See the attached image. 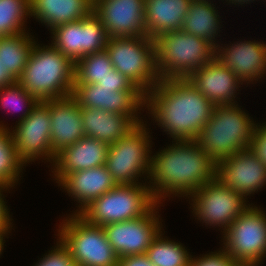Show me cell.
<instances>
[{
	"label": "cell",
	"mask_w": 266,
	"mask_h": 266,
	"mask_svg": "<svg viewBox=\"0 0 266 266\" xmlns=\"http://www.w3.org/2000/svg\"><path fill=\"white\" fill-rule=\"evenodd\" d=\"M145 107L173 140H195L215 105L185 79H163L145 95Z\"/></svg>",
	"instance_id": "cell-1"
},
{
	"label": "cell",
	"mask_w": 266,
	"mask_h": 266,
	"mask_svg": "<svg viewBox=\"0 0 266 266\" xmlns=\"http://www.w3.org/2000/svg\"><path fill=\"white\" fill-rule=\"evenodd\" d=\"M215 173L216 163L195 140H174L151 156L147 183L156 201L162 204L170 195L188 197L212 181Z\"/></svg>",
	"instance_id": "cell-2"
},
{
	"label": "cell",
	"mask_w": 266,
	"mask_h": 266,
	"mask_svg": "<svg viewBox=\"0 0 266 266\" xmlns=\"http://www.w3.org/2000/svg\"><path fill=\"white\" fill-rule=\"evenodd\" d=\"M75 63L54 45L35 43L17 82L39 102L70 96Z\"/></svg>",
	"instance_id": "cell-3"
},
{
	"label": "cell",
	"mask_w": 266,
	"mask_h": 266,
	"mask_svg": "<svg viewBox=\"0 0 266 266\" xmlns=\"http://www.w3.org/2000/svg\"><path fill=\"white\" fill-rule=\"evenodd\" d=\"M256 124L237 103L215 106L195 142L217 163L250 149Z\"/></svg>",
	"instance_id": "cell-4"
},
{
	"label": "cell",
	"mask_w": 266,
	"mask_h": 266,
	"mask_svg": "<svg viewBox=\"0 0 266 266\" xmlns=\"http://www.w3.org/2000/svg\"><path fill=\"white\" fill-rule=\"evenodd\" d=\"M154 41L160 80L188 78L215 57L208 41L182 30L160 34Z\"/></svg>",
	"instance_id": "cell-5"
},
{
	"label": "cell",
	"mask_w": 266,
	"mask_h": 266,
	"mask_svg": "<svg viewBox=\"0 0 266 266\" xmlns=\"http://www.w3.org/2000/svg\"><path fill=\"white\" fill-rule=\"evenodd\" d=\"M158 202L145 183L116 185L93 200L79 215L88 223L104 226L146 216Z\"/></svg>",
	"instance_id": "cell-6"
},
{
	"label": "cell",
	"mask_w": 266,
	"mask_h": 266,
	"mask_svg": "<svg viewBox=\"0 0 266 266\" xmlns=\"http://www.w3.org/2000/svg\"><path fill=\"white\" fill-rule=\"evenodd\" d=\"M118 72L126 76L145 95L159 79L156 68V45L144 36L109 37L105 47Z\"/></svg>",
	"instance_id": "cell-7"
},
{
	"label": "cell",
	"mask_w": 266,
	"mask_h": 266,
	"mask_svg": "<svg viewBox=\"0 0 266 266\" xmlns=\"http://www.w3.org/2000/svg\"><path fill=\"white\" fill-rule=\"evenodd\" d=\"M144 122L137 123L120 140L109 144L105 166L117 185L139 184V177L144 176L146 181L149 178L152 138Z\"/></svg>",
	"instance_id": "cell-8"
},
{
	"label": "cell",
	"mask_w": 266,
	"mask_h": 266,
	"mask_svg": "<svg viewBox=\"0 0 266 266\" xmlns=\"http://www.w3.org/2000/svg\"><path fill=\"white\" fill-rule=\"evenodd\" d=\"M65 218L59 224L57 238L68 249L76 266L118 265L119 257L107 241L103 226L90 224L79 214Z\"/></svg>",
	"instance_id": "cell-9"
},
{
	"label": "cell",
	"mask_w": 266,
	"mask_h": 266,
	"mask_svg": "<svg viewBox=\"0 0 266 266\" xmlns=\"http://www.w3.org/2000/svg\"><path fill=\"white\" fill-rule=\"evenodd\" d=\"M251 203L223 233V249L237 263L258 265L266 258V213Z\"/></svg>",
	"instance_id": "cell-10"
},
{
	"label": "cell",
	"mask_w": 266,
	"mask_h": 266,
	"mask_svg": "<svg viewBox=\"0 0 266 266\" xmlns=\"http://www.w3.org/2000/svg\"><path fill=\"white\" fill-rule=\"evenodd\" d=\"M191 209L195 217L207 226L221 227L222 234L250 205L244 195L223 186L216 178L192 192ZM191 198V199H190ZM248 204V205H247Z\"/></svg>",
	"instance_id": "cell-11"
},
{
	"label": "cell",
	"mask_w": 266,
	"mask_h": 266,
	"mask_svg": "<svg viewBox=\"0 0 266 266\" xmlns=\"http://www.w3.org/2000/svg\"><path fill=\"white\" fill-rule=\"evenodd\" d=\"M16 124L10 132L20 160L26 165L40 158L53 163L56 154L51 148L48 106L38 102L27 117Z\"/></svg>",
	"instance_id": "cell-12"
},
{
	"label": "cell",
	"mask_w": 266,
	"mask_h": 266,
	"mask_svg": "<svg viewBox=\"0 0 266 266\" xmlns=\"http://www.w3.org/2000/svg\"><path fill=\"white\" fill-rule=\"evenodd\" d=\"M51 44L74 63L89 54L105 49L109 36L101 20L92 13L84 19L56 26Z\"/></svg>",
	"instance_id": "cell-13"
},
{
	"label": "cell",
	"mask_w": 266,
	"mask_h": 266,
	"mask_svg": "<svg viewBox=\"0 0 266 266\" xmlns=\"http://www.w3.org/2000/svg\"><path fill=\"white\" fill-rule=\"evenodd\" d=\"M158 203L146 216L129 221L109 223L103 226L107 241L119 258L145 254L163 225ZM159 207V208H158Z\"/></svg>",
	"instance_id": "cell-14"
},
{
	"label": "cell",
	"mask_w": 266,
	"mask_h": 266,
	"mask_svg": "<svg viewBox=\"0 0 266 266\" xmlns=\"http://www.w3.org/2000/svg\"><path fill=\"white\" fill-rule=\"evenodd\" d=\"M71 96L81 108L103 109L132 117L137 123L143 121L139 115L145 108L142 91H114L97 84H73Z\"/></svg>",
	"instance_id": "cell-15"
},
{
	"label": "cell",
	"mask_w": 266,
	"mask_h": 266,
	"mask_svg": "<svg viewBox=\"0 0 266 266\" xmlns=\"http://www.w3.org/2000/svg\"><path fill=\"white\" fill-rule=\"evenodd\" d=\"M215 178L247 198L266 185V165L246 149L217 162Z\"/></svg>",
	"instance_id": "cell-16"
},
{
	"label": "cell",
	"mask_w": 266,
	"mask_h": 266,
	"mask_svg": "<svg viewBox=\"0 0 266 266\" xmlns=\"http://www.w3.org/2000/svg\"><path fill=\"white\" fill-rule=\"evenodd\" d=\"M145 0H94L93 13L109 37L144 36Z\"/></svg>",
	"instance_id": "cell-17"
},
{
	"label": "cell",
	"mask_w": 266,
	"mask_h": 266,
	"mask_svg": "<svg viewBox=\"0 0 266 266\" xmlns=\"http://www.w3.org/2000/svg\"><path fill=\"white\" fill-rule=\"evenodd\" d=\"M230 45V46H229ZM215 48V58L245 84H252L266 74V43L238 41Z\"/></svg>",
	"instance_id": "cell-18"
},
{
	"label": "cell",
	"mask_w": 266,
	"mask_h": 266,
	"mask_svg": "<svg viewBox=\"0 0 266 266\" xmlns=\"http://www.w3.org/2000/svg\"><path fill=\"white\" fill-rule=\"evenodd\" d=\"M187 79L215 106L236 104V93L241 87L239 85L244 84L215 57Z\"/></svg>",
	"instance_id": "cell-19"
},
{
	"label": "cell",
	"mask_w": 266,
	"mask_h": 266,
	"mask_svg": "<svg viewBox=\"0 0 266 266\" xmlns=\"http://www.w3.org/2000/svg\"><path fill=\"white\" fill-rule=\"evenodd\" d=\"M109 144L84 135L74 144L56 153L51 166L54 179L59 183L67 174L106 164Z\"/></svg>",
	"instance_id": "cell-20"
},
{
	"label": "cell",
	"mask_w": 266,
	"mask_h": 266,
	"mask_svg": "<svg viewBox=\"0 0 266 266\" xmlns=\"http://www.w3.org/2000/svg\"><path fill=\"white\" fill-rule=\"evenodd\" d=\"M49 108L51 118V148L56 154L74 144L84 135L81 107L70 95L43 101Z\"/></svg>",
	"instance_id": "cell-21"
},
{
	"label": "cell",
	"mask_w": 266,
	"mask_h": 266,
	"mask_svg": "<svg viewBox=\"0 0 266 266\" xmlns=\"http://www.w3.org/2000/svg\"><path fill=\"white\" fill-rule=\"evenodd\" d=\"M117 184L105 165L67 174L58 186L79 203L74 214H79L93 200L113 189Z\"/></svg>",
	"instance_id": "cell-22"
},
{
	"label": "cell",
	"mask_w": 266,
	"mask_h": 266,
	"mask_svg": "<svg viewBox=\"0 0 266 266\" xmlns=\"http://www.w3.org/2000/svg\"><path fill=\"white\" fill-rule=\"evenodd\" d=\"M94 0H30L31 17L50 31L58 25L76 22L93 13Z\"/></svg>",
	"instance_id": "cell-23"
},
{
	"label": "cell",
	"mask_w": 266,
	"mask_h": 266,
	"mask_svg": "<svg viewBox=\"0 0 266 266\" xmlns=\"http://www.w3.org/2000/svg\"><path fill=\"white\" fill-rule=\"evenodd\" d=\"M192 0H145V30L149 38L181 30Z\"/></svg>",
	"instance_id": "cell-24"
},
{
	"label": "cell",
	"mask_w": 266,
	"mask_h": 266,
	"mask_svg": "<svg viewBox=\"0 0 266 266\" xmlns=\"http://www.w3.org/2000/svg\"><path fill=\"white\" fill-rule=\"evenodd\" d=\"M81 117L85 135L108 144L120 140L137 124L132 117L103 109L81 108Z\"/></svg>",
	"instance_id": "cell-25"
},
{
	"label": "cell",
	"mask_w": 266,
	"mask_h": 266,
	"mask_svg": "<svg viewBox=\"0 0 266 266\" xmlns=\"http://www.w3.org/2000/svg\"><path fill=\"white\" fill-rule=\"evenodd\" d=\"M211 0H192L187 15L184 17L181 30L208 41L214 48L217 36L222 28L220 16ZM216 37V38H215ZM216 40V41H215Z\"/></svg>",
	"instance_id": "cell-26"
},
{
	"label": "cell",
	"mask_w": 266,
	"mask_h": 266,
	"mask_svg": "<svg viewBox=\"0 0 266 266\" xmlns=\"http://www.w3.org/2000/svg\"><path fill=\"white\" fill-rule=\"evenodd\" d=\"M30 33H18L0 36V62L5 72H9L16 80L22 75L27 61L37 42Z\"/></svg>",
	"instance_id": "cell-27"
},
{
	"label": "cell",
	"mask_w": 266,
	"mask_h": 266,
	"mask_svg": "<svg viewBox=\"0 0 266 266\" xmlns=\"http://www.w3.org/2000/svg\"><path fill=\"white\" fill-rule=\"evenodd\" d=\"M23 166L26 167L17 155L9 127L0 121V184L13 189L21 180Z\"/></svg>",
	"instance_id": "cell-28"
},
{
	"label": "cell",
	"mask_w": 266,
	"mask_h": 266,
	"mask_svg": "<svg viewBox=\"0 0 266 266\" xmlns=\"http://www.w3.org/2000/svg\"><path fill=\"white\" fill-rule=\"evenodd\" d=\"M162 233L161 230L147 249L148 260L154 266H189L192 255L180 242L163 237Z\"/></svg>",
	"instance_id": "cell-29"
},
{
	"label": "cell",
	"mask_w": 266,
	"mask_h": 266,
	"mask_svg": "<svg viewBox=\"0 0 266 266\" xmlns=\"http://www.w3.org/2000/svg\"><path fill=\"white\" fill-rule=\"evenodd\" d=\"M114 70L106 49L83 56L75 62L74 84H97Z\"/></svg>",
	"instance_id": "cell-30"
},
{
	"label": "cell",
	"mask_w": 266,
	"mask_h": 266,
	"mask_svg": "<svg viewBox=\"0 0 266 266\" xmlns=\"http://www.w3.org/2000/svg\"><path fill=\"white\" fill-rule=\"evenodd\" d=\"M30 0H0V36L24 33Z\"/></svg>",
	"instance_id": "cell-31"
},
{
	"label": "cell",
	"mask_w": 266,
	"mask_h": 266,
	"mask_svg": "<svg viewBox=\"0 0 266 266\" xmlns=\"http://www.w3.org/2000/svg\"><path fill=\"white\" fill-rule=\"evenodd\" d=\"M38 102L39 101L27 92L17 81L0 89V104L2 107H4V109L10 107L9 109H17V111L22 112L18 122L25 119Z\"/></svg>",
	"instance_id": "cell-32"
},
{
	"label": "cell",
	"mask_w": 266,
	"mask_h": 266,
	"mask_svg": "<svg viewBox=\"0 0 266 266\" xmlns=\"http://www.w3.org/2000/svg\"><path fill=\"white\" fill-rule=\"evenodd\" d=\"M33 266H76V264L68 249L57 238L56 246Z\"/></svg>",
	"instance_id": "cell-33"
},
{
	"label": "cell",
	"mask_w": 266,
	"mask_h": 266,
	"mask_svg": "<svg viewBox=\"0 0 266 266\" xmlns=\"http://www.w3.org/2000/svg\"><path fill=\"white\" fill-rule=\"evenodd\" d=\"M218 252H210L202 256H191L189 266H237L238 264L221 247ZM194 257V258H193Z\"/></svg>",
	"instance_id": "cell-34"
},
{
	"label": "cell",
	"mask_w": 266,
	"mask_h": 266,
	"mask_svg": "<svg viewBox=\"0 0 266 266\" xmlns=\"http://www.w3.org/2000/svg\"><path fill=\"white\" fill-rule=\"evenodd\" d=\"M97 85L114 88V91H140L126 76L118 72L116 69L101 78Z\"/></svg>",
	"instance_id": "cell-35"
},
{
	"label": "cell",
	"mask_w": 266,
	"mask_h": 266,
	"mask_svg": "<svg viewBox=\"0 0 266 266\" xmlns=\"http://www.w3.org/2000/svg\"><path fill=\"white\" fill-rule=\"evenodd\" d=\"M250 150L266 165V122L256 124Z\"/></svg>",
	"instance_id": "cell-36"
},
{
	"label": "cell",
	"mask_w": 266,
	"mask_h": 266,
	"mask_svg": "<svg viewBox=\"0 0 266 266\" xmlns=\"http://www.w3.org/2000/svg\"><path fill=\"white\" fill-rule=\"evenodd\" d=\"M9 187H6L2 184H0V230L1 229H12L13 222H11L13 219L10 218L9 209L6 205V201H4L5 197L3 195L4 191H9Z\"/></svg>",
	"instance_id": "cell-37"
},
{
	"label": "cell",
	"mask_w": 266,
	"mask_h": 266,
	"mask_svg": "<svg viewBox=\"0 0 266 266\" xmlns=\"http://www.w3.org/2000/svg\"><path fill=\"white\" fill-rule=\"evenodd\" d=\"M117 266H154L145 254L131 255L119 258Z\"/></svg>",
	"instance_id": "cell-38"
},
{
	"label": "cell",
	"mask_w": 266,
	"mask_h": 266,
	"mask_svg": "<svg viewBox=\"0 0 266 266\" xmlns=\"http://www.w3.org/2000/svg\"><path fill=\"white\" fill-rule=\"evenodd\" d=\"M17 80L9 73L5 72V69L0 62V89L15 83Z\"/></svg>",
	"instance_id": "cell-39"
},
{
	"label": "cell",
	"mask_w": 266,
	"mask_h": 266,
	"mask_svg": "<svg viewBox=\"0 0 266 266\" xmlns=\"http://www.w3.org/2000/svg\"><path fill=\"white\" fill-rule=\"evenodd\" d=\"M11 229H1L0 230V255L2 254V250L4 249V243L6 242L4 239L7 235L10 234ZM9 233V234H8Z\"/></svg>",
	"instance_id": "cell-40"
},
{
	"label": "cell",
	"mask_w": 266,
	"mask_h": 266,
	"mask_svg": "<svg viewBox=\"0 0 266 266\" xmlns=\"http://www.w3.org/2000/svg\"><path fill=\"white\" fill-rule=\"evenodd\" d=\"M252 1L254 2L255 0H226V2L229 3L230 5L231 4L237 5L238 4V6L239 5L243 6V4L245 5V3L249 4Z\"/></svg>",
	"instance_id": "cell-41"
},
{
	"label": "cell",
	"mask_w": 266,
	"mask_h": 266,
	"mask_svg": "<svg viewBox=\"0 0 266 266\" xmlns=\"http://www.w3.org/2000/svg\"><path fill=\"white\" fill-rule=\"evenodd\" d=\"M237 266H258V265H244V264H238Z\"/></svg>",
	"instance_id": "cell-42"
}]
</instances>
